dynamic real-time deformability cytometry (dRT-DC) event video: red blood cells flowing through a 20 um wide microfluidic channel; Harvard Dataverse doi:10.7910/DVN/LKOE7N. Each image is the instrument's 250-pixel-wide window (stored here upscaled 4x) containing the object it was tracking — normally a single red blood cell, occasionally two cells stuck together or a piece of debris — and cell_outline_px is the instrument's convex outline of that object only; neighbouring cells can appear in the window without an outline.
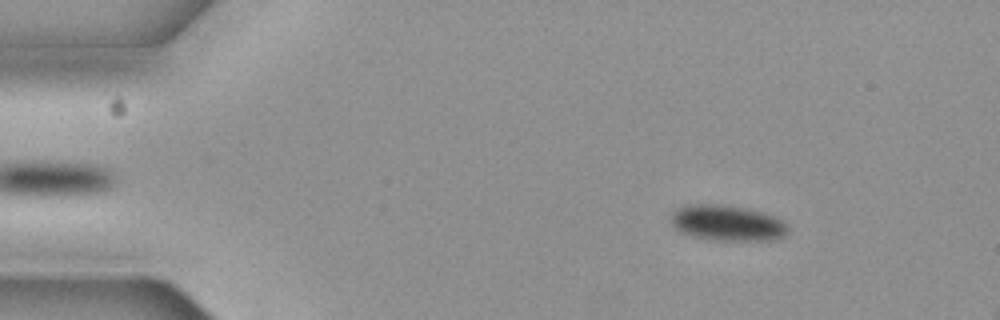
{"species": "common noctule bat (a hibernating species)", "species_latin": "Nyctalus noctula", "temperature_condition": "cold", "stored_images_in_passage": 3, "camera_frame_rate_fps": 3000, "um_per_image_px": 0.085, "animal": {"sex": "female", "body_mass_g": 19.3, "forearm_length_mm": 54.1}, "frame": {"image": 1, "passage_image": 2, "time_ms": 0.333, "image_size_px": [1000, 320], "cell_outline_px": [[788, 232], [784, 236], [772, 240], [712, 240], [692, 236], [680, 232], [672, 224], [672, 212], [676, 208], [688, 204], [720, 204], [744, 208], [764, 212], [776, 216], [788, 228]], "centroid_in_image_um": [61.8, 18.95], "position_along_channel_um": 23.2, "area_um2": 24.33}}